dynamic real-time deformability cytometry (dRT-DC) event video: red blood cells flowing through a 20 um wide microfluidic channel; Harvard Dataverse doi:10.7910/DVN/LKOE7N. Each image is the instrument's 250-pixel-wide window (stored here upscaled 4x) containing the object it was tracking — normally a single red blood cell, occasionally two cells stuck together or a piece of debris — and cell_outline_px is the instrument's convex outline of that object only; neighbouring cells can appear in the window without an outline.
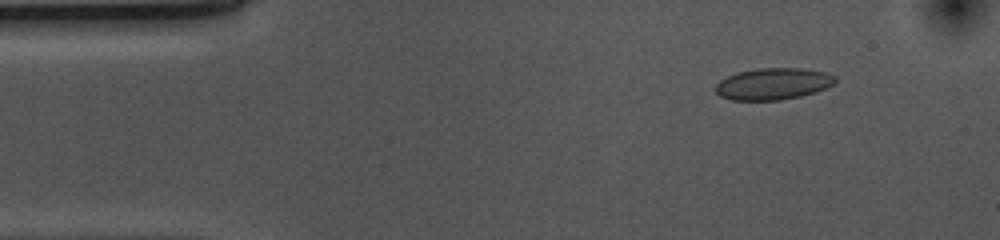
{"species": "common noctule bat (a hibernating species)", "species_latin": "Nyctalus noctula", "temperature_condition": "cold", "stored_images_in_passage": 53, "camera_frame_rate_fps": 3000, "um_per_image_px": 0.085, "animal": {"sex": "female", "body_mass_g": 10.0, "forearm_length_mm": 53.1}, "frame": {"image": 1, "passage_image": 6, "time_ms": 1.667, "image_size_px": [1000, 240], "cell_outline_px": [[836, 84], [800, 96], [780, 100], [732, 100], [720, 96], [716, 92], [716, 84], [720, 80], [728, 76], [740, 72], [760, 68], [804, 68], [828, 72], [836, 76]], "centroid_in_image_um": [65.75, 7.12], "position_along_channel_um": 19.3, "area_um2": 22.02}}
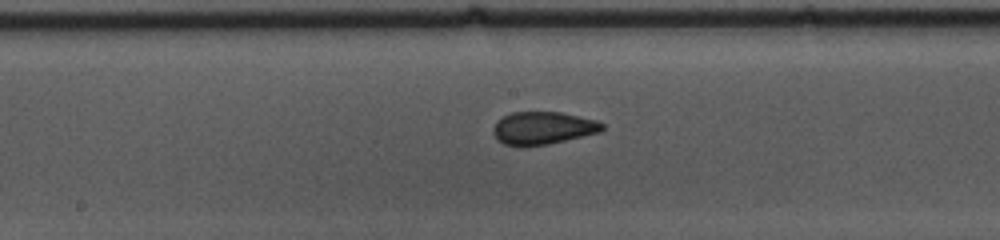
{"frame": {"image": 2, "passage_image": 26, "time_ms": 8.333, "image_size_px": [1000, 240], "cell_outline_px": [[604, 128], [600, 132], [548, 144], [524, 148], [520, 148], [504, 144], [496, 140], [492, 132], [492, 128], [496, 120], [512, 112], [560, 112], [596, 120], [604, 124]], "centroid_in_image_um": [46.08, 10.91], "position_along_channel_um": 202.1, "area_um2": 21.15}}
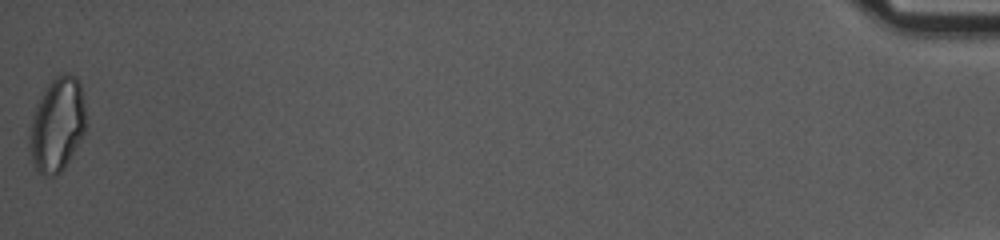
{"frame": {"image": 3, "passage_image": 53, "time_ms": 17.333, "image_size_px": [1000, 240], "cell_outline_px": [[88, 124], [80, 140], [64, 168], [56, 176], [44, 176], [36, 172], [32, 164], [28, 148], [28, 136], [36, 104], [48, 84], [56, 76], [64, 72], [68, 72], [76, 76], [80, 84]], "centroid_in_image_um": [4.85, 10.62], "position_along_channel_um": 430.4, "area_um2": 31.39}, "authors_computed_cell_mechanics": {"area_um2": 21.5594, "velocity_mm_per_s": 3.7041, "shape_relaxation_time_tau1_ms": 5.7724, "shape_relaxation_time_tau2_ms": 1.8947, "deformation_change_tau1": 0.1259, "deformation_change_tau2": 0.0557}}